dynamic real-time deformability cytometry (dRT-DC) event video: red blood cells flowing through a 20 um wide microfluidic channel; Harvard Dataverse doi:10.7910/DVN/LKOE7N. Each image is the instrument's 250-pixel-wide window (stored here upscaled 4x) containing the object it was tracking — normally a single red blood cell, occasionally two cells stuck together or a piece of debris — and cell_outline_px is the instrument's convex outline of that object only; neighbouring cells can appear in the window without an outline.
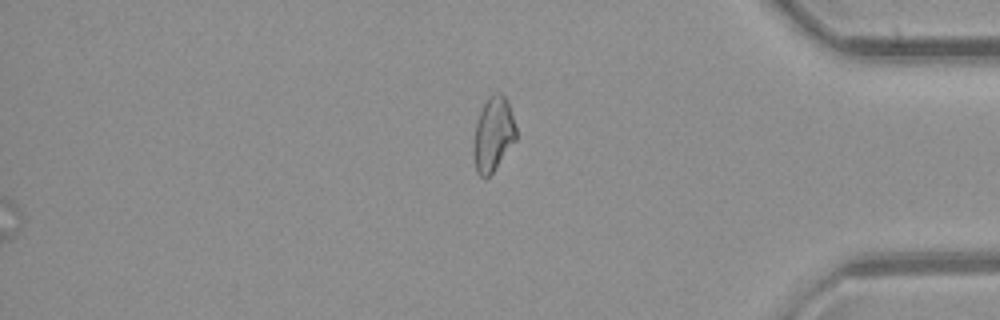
{"species": "common noctule bat (a hibernating species)", "species_latin": "Nyctalus noctula", "temperature_condition": "room temperature", "stored_images_in_passage": 36, "segment_of_instrument_passage": [2, 2], "camera_frame_rate_fps": 3000, "um_per_image_px": 0.085, "animal": {"sex": "female", "body_mass_g": 21.9}, "frame": {"image": 1, "passage_image": 36, "time_ms": 11.667, "image_size_px": [1000, 320], "cell_outline_px": [[516, 140], [492, 172], [488, 176], [480, 176], [476, 172], [472, 152], [472, 144], [476, 124], [480, 112], [488, 96], [492, 92], [500, 92], [508, 100], [516, 128]], "centroid_in_image_um": [41.9, 11.38], "position_along_channel_um": 393.3, "area_um2": 18.5}}